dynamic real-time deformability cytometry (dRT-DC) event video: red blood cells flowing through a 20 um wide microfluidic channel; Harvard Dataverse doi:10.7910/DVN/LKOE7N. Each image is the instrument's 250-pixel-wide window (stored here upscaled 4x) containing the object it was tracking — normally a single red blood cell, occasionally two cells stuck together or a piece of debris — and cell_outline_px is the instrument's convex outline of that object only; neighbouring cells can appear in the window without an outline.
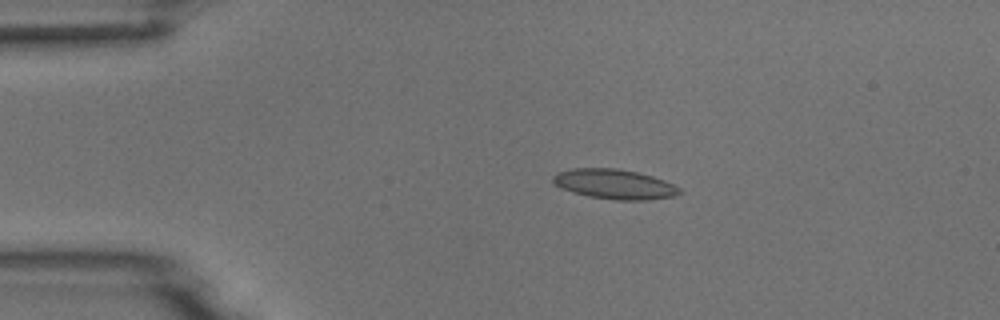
{"species": "common noctule bat (a hibernating species)", "species_latin": "Nyctalus noctula", "temperature_condition": "room temperature", "stored_images_in_passage": 5, "camera_frame_rate_fps": 3000, "um_per_image_px": 0.085, "animal": {"sex": "male", "body_mass_g": 18.8}, "frame": {"image": 1, "passage_image": 3, "time_ms": 3.333, "image_size_px": [1000, 320], "cell_outline_px": [[680, 192], [672, 196], [644, 200], [616, 200], [588, 196], [572, 192], [552, 184], [552, 176], [556, 172], [572, 168], [616, 168], [636, 172], [652, 176], [664, 180], [680, 188]], "centroid_in_image_um": [52.15, 15.64], "position_along_channel_um": 32.8, "area_um2": 21.91}}
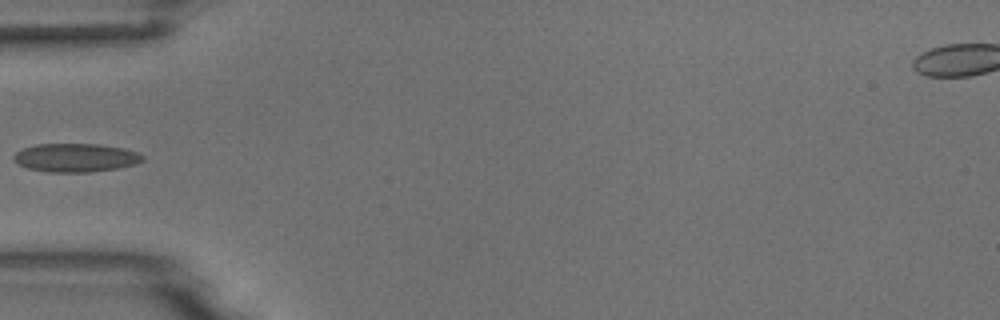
{"frame": {"image": 2, "passage_image": 5, "time_ms": 5.667, "image_size_px": [1000, 320], "cell_outline_px": [[144, 160], [136, 164], [116, 168], [92, 172], [48, 172], [28, 168], [20, 164], [12, 156], [16, 152], [24, 148], [36, 144], [100, 144], [124, 148], [136, 152], [144, 156]], "centroid_in_image_um": [6.46, 13.4], "position_along_channel_um": 78.5, "area_um2": 21.33}}